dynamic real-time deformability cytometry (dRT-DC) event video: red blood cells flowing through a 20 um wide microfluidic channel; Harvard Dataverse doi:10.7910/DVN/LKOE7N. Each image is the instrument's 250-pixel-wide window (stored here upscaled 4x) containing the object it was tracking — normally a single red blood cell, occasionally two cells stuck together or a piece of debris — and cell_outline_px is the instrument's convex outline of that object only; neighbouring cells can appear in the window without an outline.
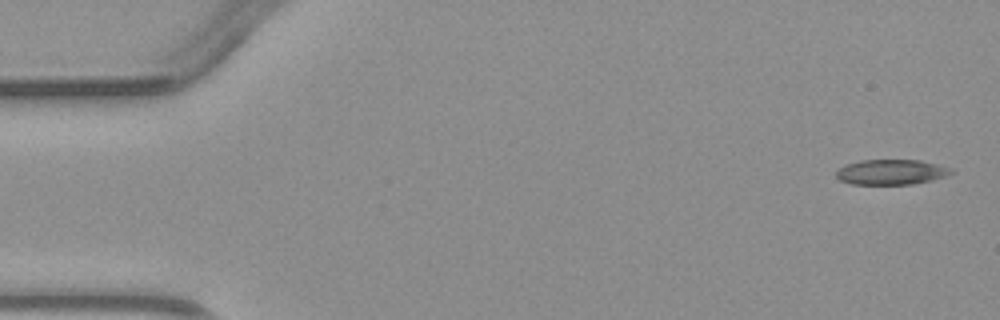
{"species": "common noctule bat (a hibernating species)", "species_latin": "Nyctalus noctula", "temperature_condition": "warm", "stored_images_in_passage": 3, "segment_of_instrument_passage": [2, 2], "camera_frame_rate_fps": 3000, "um_per_image_px": 0.085, "animal": {"sex": "male", "body_mass_g": 23.1, "forearm_length_mm": 52.7}, "frame": {"image": 1, "passage_image": 3, "time_ms": 2.333, "image_size_px": [1000, 320], "cell_outline_px": [[952, 172], [944, 176], [932, 180], [912, 184], [852, 184], [840, 180], [836, 176], [836, 172], [840, 168], [848, 164], [860, 160], [920, 160], [948, 168]], "centroid_in_image_um": [75.7, 14.63], "position_along_channel_um": 9.3, "area_um2": 16.47}}